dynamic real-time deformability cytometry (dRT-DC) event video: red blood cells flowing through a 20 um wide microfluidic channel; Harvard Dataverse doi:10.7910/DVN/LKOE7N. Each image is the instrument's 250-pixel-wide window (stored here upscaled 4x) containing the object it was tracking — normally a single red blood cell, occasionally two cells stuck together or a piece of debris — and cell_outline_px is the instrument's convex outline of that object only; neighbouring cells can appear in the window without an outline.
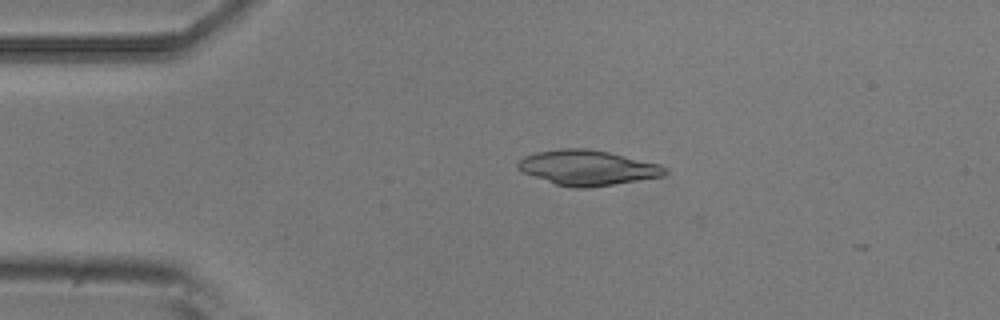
{"species": "common noctule bat (a hibernating species)", "species_latin": "Nyctalus noctula", "temperature_condition": "room temperature", "stored_images_in_passage": 3, "camera_frame_rate_fps": 3000, "um_per_image_px": 0.085, "animal": {"sex": "male", "body_mass_g": 20.5, "forearm_length_mm": 52.5}, "frame": {"image": 1, "passage_image": 2, "time_ms": 0.333, "image_size_px": [1000, 320], "cell_outline_px": [[668, 172], [664, 176], [588, 188], [576, 188], [556, 184], [524, 172], [516, 168], [516, 164], [524, 156], [536, 152], [556, 148], [584, 148], [608, 152], [660, 164], [668, 168]], "centroid_in_image_um": [49.95, 14.24], "position_along_channel_um": 35.1, "area_um2": 29.94}}